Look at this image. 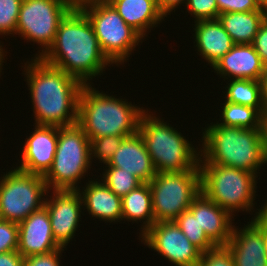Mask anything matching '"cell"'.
Segmentation results:
<instances>
[{"label":"cell","instance_id":"cell-25","mask_svg":"<svg viewBox=\"0 0 267 266\" xmlns=\"http://www.w3.org/2000/svg\"><path fill=\"white\" fill-rule=\"evenodd\" d=\"M225 91V101L255 108L261 115L264 111L261 81L249 79H229Z\"/></svg>","mask_w":267,"mask_h":266},{"label":"cell","instance_id":"cell-45","mask_svg":"<svg viewBox=\"0 0 267 266\" xmlns=\"http://www.w3.org/2000/svg\"><path fill=\"white\" fill-rule=\"evenodd\" d=\"M265 213L267 214V200L265 202Z\"/></svg>","mask_w":267,"mask_h":266},{"label":"cell","instance_id":"cell-41","mask_svg":"<svg viewBox=\"0 0 267 266\" xmlns=\"http://www.w3.org/2000/svg\"><path fill=\"white\" fill-rule=\"evenodd\" d=\"M263 239L267 256V214L265 212L263 213Z\"/></svg>","mask_w":267,"mask_h":266},{"label":"cell","instance_id":"cell-28","mask_svg":"<svg viewBox=\"0 0 267 266\" xmlns=\"http://www.w3.org/2000/svg\"><path fill=\"white\" fill-rule=\"evenodd\" d=\"M105 168L104 174L102 173L103 177H101L102 182L121 198L142 184L135 175L121 168L111 166H105Z\"/></svg>","mask_w":267,"mask_h":266},{"label":"cell","instance_id":"cell-7","mask_svg":"<svg viewBox=\"0 0 267 266\" xmlns=\"http://www.w3.org/2000/svg\"><path fill=\"white\" fill-rule=\"evenodd\" d=\"M90 139L77 124L58 127L56 153L43 176L48 190H78L77 182L92 166Z\"/></svg>","mask_w":267,"mask_h":266},{"label":"cell","instance_id":"cell-3","mask_svg":"<svg viewBox=\"0 0 267 266\" xmlns=\"http://www.w3.org/2000/svg\"><path fill=\"white\" fill-rule=\"evenodd\" d=\"M210 124L202 132L200 162L235 167L257 175V170L267 163L261 128Z\"/></svg>","mask_w":267,"mask_h":266},{"label":"cell","instance_id":"cell-40","mask_svg":"<svg viewBox=\"0 0 267 266\" xmlns=\"http://www.w3.org/2000/svg\"><path fill=\"white\" fill-rule=\"evenodd\" d=\"M260 81H261V90H262V101H263L264 107H267V67L265 68V71Z\"/></svg>","mask_w":267,"mask_h":266},{"label":"cell","instance_id":"cell-13","mask_svg":"<svg viewBox=\"0 0 267 266\" xmlns=\"http://www.w3.org/2000/svg\"><path fill=\"white\" fill-rule=\"evenodd\" d=\"M53 195L50 200L46 198L44 206L55 241L66 248L78 228L83 202L78 190H53Z\"/></svg>","mask_w":267,"mask_h":266},{"label":"cell","instance_id":"cell-37","mask_svg":"<svg viewBox=\"0 0 267 266\" xmlns=\"http://www.w3.org/2000/svg\"><path fill=\"white\" fill-rule=\"evenodd\" d=\"M0 266H24V257L17 250L0 253Z\"/></svg>","mask_w":267,"mask_h":266},{"label":"cell","instance_id":"cell-16","mask_svg":"<svg viewBox=\"0 0 267 266\" xmlns=\"http://www.w3.org/2000/svg\"><path fill=\"white\" fill-rule=\"evenodd\" d=\"M25 140L21 163L16 168L44 176L51 168L58 141V126L35 125Z\"/></svg>","mask_w":267,"mask_h":266},{"label":"cell","instance_id":"cell-5","mask_svg":"<svg viewBox=\"0 0 267 266\" xmlns=\"http://www.w3.org/2000/svg\"><path fill=\"white\" fill-rule=\"evenodd\" d=\"M148 111L145 110L140 117L138 132L145 142L156 172H182L199 166V150H195L176 128Z\"/></svg>","mask_w":267,"mask_h":266},{"label":"cell","instance_id":"cell-1","mask_svg":"<svg viewBox=\"0 0 267 266\" xmlns=\"http://www.w3.org/2000/svg\"><path fill=\"white\" fill-rule=\"evenodd\" d=\"M40 58L84 85L113 65L101 50L90 20L77 5L60 21L54 43Z\"/></svg>","mask_w":267,"mask_h":266},{"label":"cell","instance_id":"cell-36","mask_svg":"<svg viewBox=\"0 0 267 266\" xmlns=\"http://www.w3.org/2000/svg\"><path fill=\"white\" fill-rule=\"evenodd\" d=\"M252 45L261 58L263 65L267 67V18L260 25Z\"/></svg>","mask_w":267,"mask_h":266},{"label":"cell","instance_id":"cell-14","mask_svg":"<svg viewBox=\"0 0 267 266\" xmlns=\"http://www.w3.org/2000/svg\"><path fill=\"white\" fill-rule=\"evenodd\" d=\"M258 211L254 214L253 220L249 221L243 229L233 227L231 238L226 246L231 252L235 266H267L263 239L265 204Z\"/></svg>","mask_w":267,"mask_h":266},{"label":"cell","instance_id":"cell-8","mask_svg":"<svg viewBox=\"0 0 267 266\" xmlns=\"http://www.w3.org/2000/svg\"><path fill=\"white\" fill-rule=\"evenodd\" d=\"M77 6L90 20L107 59L117 66L127 61L143 37L127 25L107 0H85Z\"/></svg>","mask_w":267,"mask_h":266},{"label":"cell","instance_id":"cell-23","mask_svg":"<svg viewBox=\"0 0 267 266\" xmlns=\"http://www.w3.org/2000/svg\"><path fill=\"white\" fill-rule=\"evenodd\" d=\"M266 18V11L255 10L222 13L217 19L235 44H252L260 25Z\"/></svg>","mask_w":267,"mask_h":266},{"label":"cell","instance_id":"cell-21","mask_svg":"<svg viewBox=\"0 0 267 266\" xmlns=\"http://www.w3.org/2000/svg\"><path fill=\"white\" fill-rule=\"evenodd\" d=\"M196 49L203 59L213 67L215 63L235 45L218 19L195 21Z\"/></svg>","mask_w":267,"mask_h":266},{"label":"cell","instance_id":"cell-35","mask_svg":"<svg viewBox=\"0 0 267 266\" xmlns=\"http://www.w3.org/2000/svg\"><path fill=\"white\" fill-rule=\"evenodd\" d=\"M65 248H60L45 255H33L24 258V266H60V255Z\"/></svg>","mask_w":267,"mask_h":266},{"label":"cell","instance_id":"cell-17","mask_svg":"<svg viewBox=\"0 0 267 266\" xmlns=\"http://www.w3.org/2000/svg\"><path fill=\"white\" fill-rule=\"evenodd\" d=\"M106 166L121 168L135 175L142 183H149L156 175L151 157L139 132L125 137Z\"/></svg>","mask_w":267,"mask_h":266},{"label":"cell","instance_id":"cell-43","mask_svg":"<svg viewBox=\"0 0 267 266\" xmlns=\"http://www.w3.org/2000/svg\"><path fill=\"white\" fill-rule=\"evenodd\" d=\"M4 53H6V52L3 50L2 45L0 44V75H1V70H2V67H3L2 64L4 63L3 60H5L4 56H6Z\"/></svg>","mask_w":267,"mask_h":266},{"label":"cell","instance_id":"cell-11","mask_svg":"<svg viewBox=\"0 0 267 266\" xmlns=\"http://www.w3.org/2000/svg\"><path fill=\"white\" fill-rule=\"evenodd\" d=\"M75 5L72 0H22L16 35L42 46L35 58L52 46L60 21Z\"/></svg>","mask_w":267,"mask_h":266},{"label":"cell","instance_id":"cell-26","mask_svg":"<svg viewBox=\"0 0 267 266\" xmlns=\"http://www.w3.org/2000/svg\"><path fill=\"white\" fill-rule=\"evenodd\" d=\"M222 105V121L221 123L217 121L215 125L246 129L261 128L262 115L255 108L228 101Z\"/></svg>","mask_w":267,"mask_h":266},{"label":"cell","instance_id":"cell-27","mask_svg":"<svg viewBox=\"0 0 267 266\" xmlns=\"http://www.w3.org/2000/svg\"><path fill=\"white\" fill-rule=\"evenodd\" d=\"M174 221L182 230L184 235L190 240V242L194 246H196L202 253L216 246L207 237L203 228H200L197 216H194L189 209L184 211Z\"/></svg>","mask_w":267,"mask_h":266},{"label":"cell","instance_id":"cell-29","mask_svg":"<svg viewBox=\"0 0 267 266\" xmlns=\"http://www.w3.org/2000/svg\"><path fill=\"white\" fill-rule=\"evenodd\" d=\"M124 138V136H103L91 139V160L95 157L99 159V163L107 164Z\"/></svg>","mask_w":267,"mask_h":266},{"label":"cell","instance_id":"cell-39","mask_svg":"<svg viewBox=\"0 0 267 266\" xmlns=\"http://www.w3.org/2000/svg\"><path fill=\"white\" fill-rule=\"evenodd\" d=\"M261 131H262V139L264 143L265 153L267 155V107L264 108L261 117Z\"/></svg>","mask_w":267,"mask_h":266},{"label":"cell","instance_id":"cell-2","mask_svg":"<svg viewBox=\"0 0 267 266\" xmlns=\"http://www.w3.org/2000/svg\"><path fill=\"white\" fill-rule=\"evenodd\" d=\"M23 68H26L24 74L35 125L63 127L77 123L79 97L84 84L41 58L34 57Z\"/></svg>","mask_w":267,"mask_h":266},{"label":"cell","instance_id":"cell-19","mask_svg":"<svg viewBox=\"0 0 267 266\" xmlns=\"http://www.w3.org/2000/svg\"><path fill=\"white\" fill-rule=\"evenodd\" d=\"M212 68L224 81L229 78L260 81L266 67L252 44H235Z\"/></svg>","mask_w":267,"mask_h":266},{"label":"cell","instance_id":"cell-20","mask_svg":"<svg viewBox=\"0 0 267 266\" xmlns=\"http://www.w3.org/2000/svg\"><path fill=\"white\" fill-rule=\"evenodd\" d=\"M86 187V188H85ZM84 191L78 192L81 195L83 207L88 213L99 220L118 222L122 219V198L116 195L109 187L102 182L89 180Z\"/></svg>","mask_w":267,"mask_h":266},{"label":"cell","instance_id":"cell-34","mask_svg":"<svg viewBox=\"0 0 267 266\" xmlns=\"http://www.w3.org/2000/svg\"><path fill=\"white\" fill-rule=\"evenodd\" d=\"M219 14L230 12H250L259 9L254 0H216Z\"/></svg>","mask_w":267,"mask_h":266},{"label":"cell","instance_id":"cell-30","mask_svg":"<svg viewBox=\"0 0 267 266\" xmlns=\"http://www.w3.org/2000/svg\"><path fill=\"white\" fill-rule=\"evenodd\" d=\"M21 4L22 0H0V35L16 34Z\"/></svg>","mask_w":267,"mask_h":266},{"label":"cell","instance_id":"cell-15","mask_svg":"<svg viewBox=\"0 0 267 266\" xmlns=\"http://www.w3.org/2000/svg\"><path fill=\"white\" fill-rule=\"evenodd\" d=\"M18 249L24 257L45 255L62 248L54 239L45 206L18 223Z\"/></svg>","mask_w":267,"mask_h":266},{"label":"cell","instance_id":"cell-6","mask_svg":"<svg viewBox=\"0 0 267 266\" xmlns=\"http://www.w3.org/2000/svg\"><path fill=\"white\" fill-rule=\"evenodd\" d=\"M201 192L232 216L237 210L251 211L255 205L258 175L235 167L199 162Z\"/></svg>","mask_w":267,"mask_h":266},{"label":"cell","instance_id":"cell-42","mask_svg":"<svg viewBox=\"0 0 267 266\" xmlns=\"http://www.w3.org/2000/svg\"><path fill=\"white\" fill-rule=\"evenodd\" d=\"M259 9L267 12V0H254Z\"/></svg>","mask_w":267,"mask_h":266},{"label":"cell","instance_id":"cell-12","mask_svg":"<svg viewBox=\"0 0 267 266\" xmlns=\"http://www.w3.org/2000/svg\"><path fill=\"white\" fill-rule=\"evenodd\" d=\"M142 242L175 266H198L202 252L184 235L175 221L154 223Z\"/></svg>","mask_w":267,"mask_h":266},{"label":"cell","instance_id":"cell-24","mask_svg":"<svg viewBox=\"0 0 267 266\" xmlns=\"http://www.w3.org/2000/svg\"><path fill=\"white\" fill-rule=\"evenodd\" d=\"M138 222L143 220L141 235L154 223L152 195L149 183H142L122 198V219Z\"/></svg>","mask_w":267,"mask_h":266},{"label":"cell","instance_id":"cell-18","mask_svg":"<svg viewBox=\"0 0 267 266\" xmlns=\"http://www.w3.org/2000/svg\"><path fill=\"white\" fill-rule=\"evenodd\" d=\"M189 210L197 216L200 228L216 246H226L231 238L233 216L202 192L193 200Z\"/></svg>","mask_w":267,"mask_h":266},{"label":"cell","instance_id":"cell-33","mask_svg":"<svg viewBox=\"0 0 267 266\" xmlns=\"http://www.w3.org/2000/svg\"><path fill=\"white\" fill-rule=\"evenodd\" d=\"M198 266H235L227 246H215L202 253Z\"/></svg>","mask_w":267,"mask_h":266},{"label":"cell","instance_id":"cell-32","mask_svg":"<svg viewBox=\"0 0 267 266\" xmlns=\"http://www.w3.org/2000/svg\"><path fill=\"white\" fill-rule=\"evenodd\" d=\"M18 223L0 219V253L18 249Z\"/></svg>","mask_w":267,"mask_h":266},{"label":"cell","instance_id":"cell-10","mask_svg":"<svg viewBox=\"0 0 267 266\" xmlns=\"http://www.w3.org/2000/svg\"><path fill=\"white\" fill-rule=\"evenodd\" d=\"M47 193L42 175L10 170L0 178V219L16 223L25 220L44 206Z\"/></svg>","mask_w":267,"mask_h":266},{"label":"cell","instance_id":"cell-9","mask_svg":"<svg viewBox=\"0 0 267 266\" xmlns=\"http://www.w3.org/2000/svg\"><path fill=\"white\" fill-rule=\"evenodd\" d=\"M149 185L155 223L174 221L201 193L199 166L182 172H156Z\"/></svg>","mask_w":267,"mask_h":266},{"label":"cell","instance_id":"cell-31","mask_svg":"<svg viewBox=\"0 0 267 266\" xmlns=\"http://www.w3.org/2000/svg\"><path fill=\"white\" fill-rule=\"evenodd\" d=\"M187 12L194 16L195 21L215 20L218 18V4L216 0H187Z\"/></svg>","mask_w":267,"mask_h":266},{"label":"cell","instance_id":"cell-22","mask_svg":"<svg viewBox=\"0 0 267 266\" xmlns=\"http://www.w3.org/2000/svg\"><path fill=\"white\" fill-rule=\"evenodd\" d=\"M143 38L149 29L158 26L165 18L156 0H107ZM148 30V31H147Z\"/></svg>","mask_w":267,"mask_h":266},{"label":"cell","instance_id":"cell-44","mask_svg":"<svg viewBox=\"0 0 267 266\" xmlns=\"http://www.w3.org/2000/svg\"><path fill=\"white\" fill-rule=\"evenodd\" d=\"M76 5L78 4V3H80L81 1H85V0H72Z\"/></svg>","mask_w":267,"mask_h":266},{"label":"cell","instance_id":"cell-4","mask_svg":"<svg viewBox=\"0 0 267 266\" xmlns=\"http://www.w3.org/2000/svg\"><path fill=\"white\" fill-rule=\"evenodd\" d=\"M123 100L100 92L91 84L84 85L79 97L77 124L90 140L136 134L145 109Z\"/></svg>","mask_w":267,"mask_h":266},{"label":"cell","instance_id":"cell-38","mask_svg":"<svg viewBox=\"0 0 267 266\" xmlns=\"http://www.w3.org/2000/svg\"><path fill=\"white\" fill-rule=\"evenodd\" d=\"M156 2L161 12L167 17L178 6L180 7V4L184 3L186 5L187 0H156Z\"/></svg>","mask_w":267,"mask_h":266}]
</instances>
